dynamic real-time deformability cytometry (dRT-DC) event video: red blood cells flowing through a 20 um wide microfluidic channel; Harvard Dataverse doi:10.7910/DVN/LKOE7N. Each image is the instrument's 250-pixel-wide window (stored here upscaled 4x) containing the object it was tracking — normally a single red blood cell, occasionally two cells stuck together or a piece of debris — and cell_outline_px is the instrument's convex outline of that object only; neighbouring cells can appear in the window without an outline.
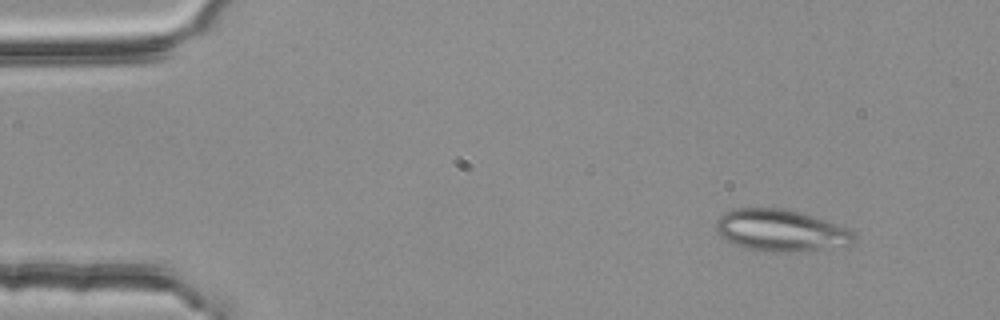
{"species": "common noctule bat (a hibernating species)", "species_latin": "Nyctalus noctula", "temperature_condition": "room temperature", "stored_images_in_passage": 48, "camera_frame_rate_fps": 3000, "um_per_image_px": 0.085, "animal": {"sex": "female", "body_mass_g": 25.1}, "frame": {"image": 1, "passage_image": 1, "time_ms": 0.0, "image_size_px": [1000, 320], "cell_outline_px": [[856, 240], [852, 244], [800, 252], [764, 252], [744, 248], [728, 240], [716, 228], [716, 220], [724, 212], [732, 208], [784, 208], [800, 212], [844, 228], [852, 232], [856, 236]], "centroid_in_image_um": [66.34, 19.6], "position_along_channel_um": 18.7, "area_um2": 33.29}}
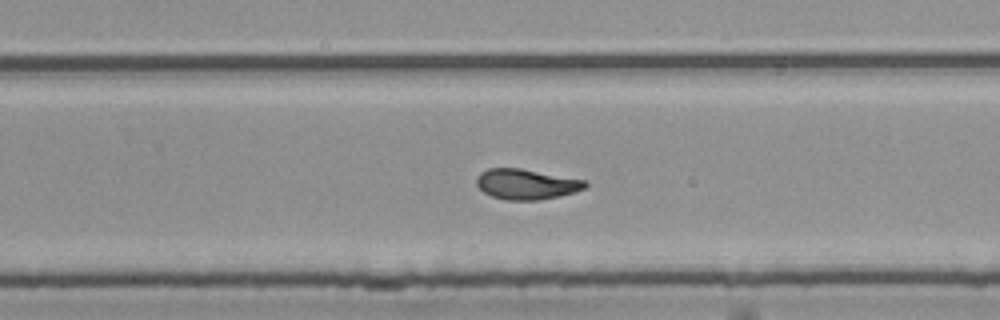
{"frame": {"image": 2, "passage_image": 30, "time_ms": 9.667, "image_size_px": [1000, 320], "cell_outline_px": [[588, 184], [584, 188], [576, 192], [540, 200], [504, 200], [492, 196], [484, 192], [476, 184], [476, 176], [480, 172], [488, 168], [520, 168], [584, 180]], "centroid_in_image_um": [44.7, 15.65], "position_along_channel_um": 285.1, "area_um2": 19.19}}
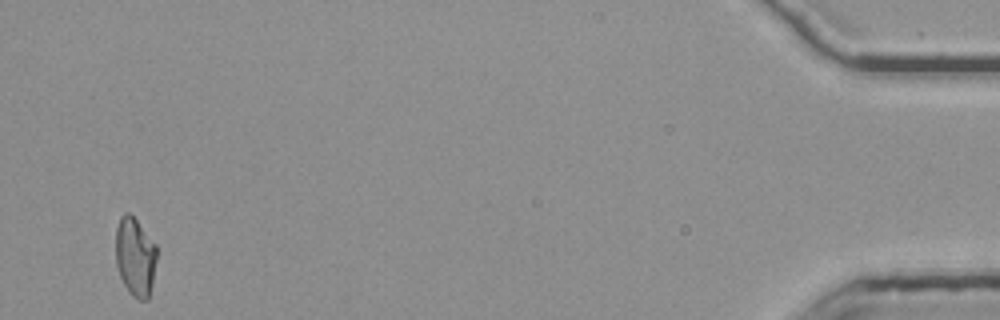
{"frame": {"image": 3, "passage_image": 48, "time_ms": 15.667, "image_size_px": [1000, 320], "cell_outline_px": [[156, 260], [152, 284], [148, 300], [140, 300], [132, 296], [124, 284], [116, 268], [116, 228], [120, 216], [124, 212], [128, 212], [136, 220], [156, 244]], "centroid_in_image_um": [11.48, 21.83], "position_along_channel_um": 423.7, "area_um2": 18.84}, "authors_computed_cell_mechanics": {"area_um2": 19.5075, "velocity_mm_per_s": 3.7779, "shape_relaxation_time_tau1_ms": 7.2798, "shape_relaxation_time_tau2_ms": 2.3513, "deformation_change_tau1": 0.228, "deformation_change_tau2": 0.0927}}